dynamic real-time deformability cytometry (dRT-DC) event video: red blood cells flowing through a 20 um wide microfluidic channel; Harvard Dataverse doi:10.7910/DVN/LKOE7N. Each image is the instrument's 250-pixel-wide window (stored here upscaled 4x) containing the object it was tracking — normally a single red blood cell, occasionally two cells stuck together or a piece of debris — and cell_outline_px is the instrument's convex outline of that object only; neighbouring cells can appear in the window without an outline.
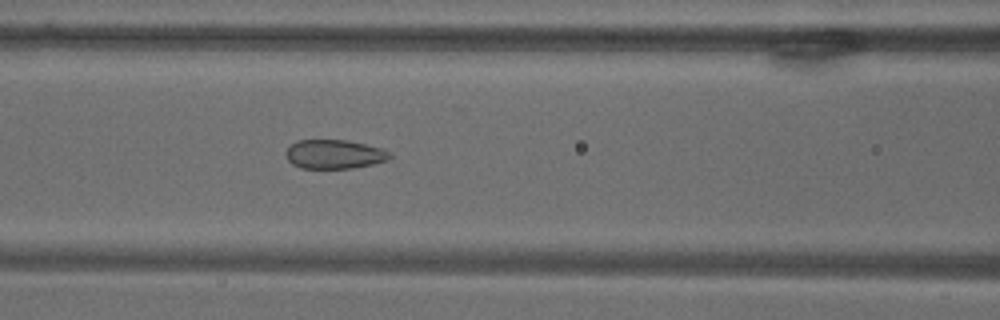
{"species": "common noctule bat (a hibernating species)", "species_latin": "Nyctalus noctula", "temperature_condition": "warm", "stored_images_in_passage": 71, "camera_frame_rate_fps": 3000, "um_per_image_px": 0.085, "animal": {"sex": "male", "body_mass_g": 18.8}, "frame": {"image": 1, "passage_image": 31, "time_ms": 10.0, "image_size_px": [1000, 320], "cell_outline_px": [[392, 156], [388, 160], [372, 164], [352, 168], [300, 168], [292, 164], [284, 156], [284, 152], [296, 140], [348, 140], [380, 148], [392, 152]], "centroid_in_image_um": [28.4, 13.11], "position_along_channel_um": 138.2, "area_um2": 17.69}}
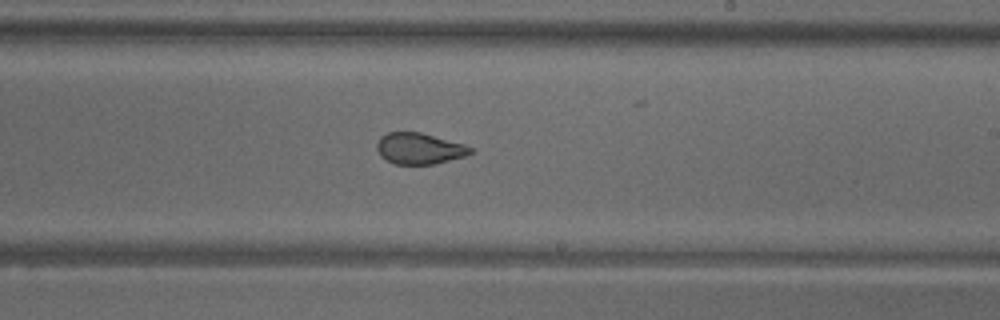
{"frame": {"image": 2, "passage_image": 43, "time_ms": 14.0, "image_size_px": [1000, 320], "cell_outline_px": [[472, 152], [464, 156], [432, 164], [396, 164], [380, 156], [376, 148], [376, 144], [380, 136], [388, 132], [420, 132], [464, 144], [472, 148]], "centroid_in_image_um": [35.6, 12.61], "position_along_channel_um": 253.4, "area_um2": 16.82}}
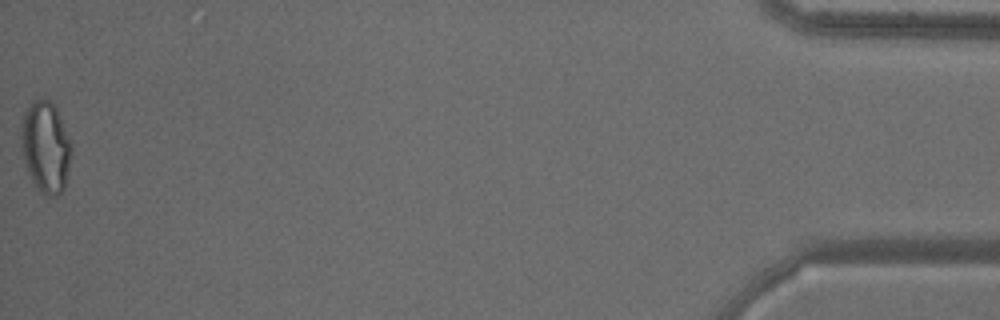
{"frame": {"image": 3, "passage_image": 71, "time_ms": 23.333, "image_size_px": [1000, 320], "cell_outline_px": [[72, 152], [68, 176], [64, 188], [56, 196], [44, 196], [36, 188], [28, 172], [20, 148], [20, 124], [24, 112], [32, 100], [52, 100], [56, 104], [72, 144]], "centroid_in_image_um": [3.88, 12.48], "position_along_channel_um": 431.3, "area_um2": 27.57}}